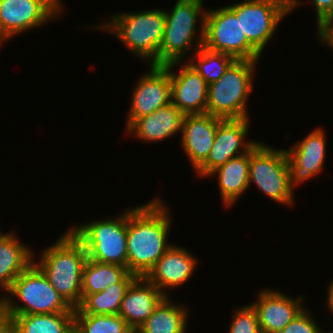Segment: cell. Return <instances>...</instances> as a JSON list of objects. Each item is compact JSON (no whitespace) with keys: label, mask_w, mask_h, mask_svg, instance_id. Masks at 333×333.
Returning <instances> with one entry per match:
<instances>
[{"label":"cell","mask_w":333,"mask_h":333,"mask_svg":"<svg viewBox=\"0 0 333 333\" xmlns=\"http://www.w3.org/2000/svg\"><path fill=\"white\" fill-rule=\"evenodd\" d=\"M74 313L8 315L12 333H74Z\"/></svg>","instance_id":"obj_24"},{"label":"cell","mask_w":333,"mask_h":333,"mask_svg":"<svg viewBox=\"0 0 333 333\" xmlns=\"http://www.w3.org/2000/svg\"><path fill=\"white\" fill-rule=\"evenodd\" d=\"M285 1L289 4L290 13H292L294 9L298 8V6L302 5V3L304 4L302 0H285Z\"/></svg>","instance_id":"obj_35"},{"label":"cell","mask_w":333,"mask_h":333,"mask_svg":"<svg viewBox=\"0 0 333 333\" xmlns=\"http://www.w3.org/2000/svg\"><path fill=\"white\" fill-rule=\"evenodd\" d=\"M34 251L24 245L12 230L0 232V299L8 292L15 278L20 275L32 262Z\"/></svg>","instance_id":"obj_21"},{"label":"cell","mask_w":333,"mask_h":333,"mask_svg":"<svg viewBox=\"0 0 333 333\" xmlns=\"http://www.w3.org/2000/svg\"><path fill=\"white\" fill-rule=\"evenodd\" d=\"M223 120L207 113L184 116L180 143L193 170L207 159L214 144L217 127Z\"/></svg>","instance_id":"obj_18"},{"label":"cell","mask_w":333,"mask_h":333,"mask_svg":"<svg viewBox=\"0 0 333 333\" xmlns=\"http://www.w3.org/2000/svg\"><path fill=\"white\" fill-rule=\"evenodd\" d=\"M180 65L178 71L176 66ZM167 66L171 81V103L184 115L205 114L208 84L204 78L188 61L174 62Z\"/></svg>","instance_id":"obj_15"},{"label":"cell","mask_w":333,"mask_h":333,"mask_svg":"<svg viewBox=\"0 0 333 333\" xmlns=\"http://www.w3.org/2000/svg\"><path fill=\"white\" fill-rule=\"evenodd\" d=\"M249 119H227L218 125L214 144L207 159L194 171L199 177H208L213 170L230 159L249 152L258 143L257 140L246 138L250 133Z\"/></svg>","instance_id":"obj_12"},{"label":"cell","mask_w":333,"mask_h":333,"mask_svg":"<svg viewBox=\"0 0 333 333\" xmlns=\"http://www.w3.org/2000/svg\"><path fill=\"white\" fill-rule=\"evenodd\" d=\"M7 41L0 35V48L1 46L6 43Z\"/></svg>","instance_id":"obj_36"},{"label":"cell","mask_w":333,"mask_h":333,"mask_svg":"<svg viewBox=\"0 0 333 333\" xmlns=\"http://www.w3.org/2000/svg\"><path fill=\"white\" fill-rule=\"evenodd\" d=\"M119 314H74V333H131Z\"/></svg>","instance_id":"obj_28"},{"label":"cell","mask_w":333,"mask_h":333,"mask_svg":"<svg viewBox=\"0 0 333 333\" xmlns=\"http://www.w3.org/2000/svg\"><path fill=\"white\" fill-rule=\"evenodd\" d=\"M326 137L325 130L318 127L301 141L291 144L288 150L286 148L290 185L293 190L323 171L327 151Z\"/></svg>","instance_id":"obj_14"},{"label":"cell","mask_w":333,"mask_h":333,"mask_svg":"<svg viewBox=\"0 0 333 333\" xmlns=\"http://www.w3.org/2000/svg\"><path fill=\"white\" fill-rule=\"evenodd\" d=\"M255 184L263 194L283 206H293L286 149H277L259 141L250 150L249 187Z\"/></svg>","instance_id":"obj_8"},{"label":"cell","mask_w":333,"mask_h":333,"mask_svg":"<svg viewBox=\"0 0 333 333\" xmlns=\"http://www.w3.org/2000/svg\"><path fill=\"white\" fill-rule=\"evenodd\" d=\"M203 46L236 60L259 61L262 56L242 33L240 17L228 6L206 10Z\"/></svg>","instance_id":"obj_9"},{"label":"cell","mask_w":333,"mask_h":333,"mask_svg":"<svg viewBox=\"0 0 333 333\" xmlns=\"http://www.w3.org/2000/svg\"><path fill=\"white\" fill-rule=\"evenodd\" d=\"M166 18L164 9H149L138 12L116 13L110 21L97 24L98 28L114 35L131 52L148 65L158 66V51L161 46Z\"/></svg>","instance_id":"obj_3"},{"label":"cell","mask_w":333,"mask_h":333,"mask_svg":"<svg viewBox=\"0 0 333 333\" xmlns=\"http://www.w3.org/2000/svg\"><path fill=\"white\" fill-rule=\"evenodd\" d=\"M327 307L332 314H333V281L329 282V287L327 288Z\"/></svg>","instance_id":"obj_34"},{"label":"cell","mask_w":333,"mask_h":333,"mask_svg":"<svg viewBox=\"0 0 333 333\" xmlns=\"http://www.w3.org/2000/svg\"><path fill=\"white\" fill-rule=\"evenodd\" d=\"M164 297L146 277L138 276L122 299L119 315L133 331H137Z\"/></svg>","instance_id":"obj_19"},{"label":"cell","mask_w":333,"mask_h":333,"mask_svg":"<svg viewBox=\"0 0 333 333\" xmlns=\"http://www.w3.org/2000/svg\"><path fill=\"white\" fill-rule=\"evenodd\" d=\"M137 277L129 272L119 283L110 285L101 292L86 295L74 314H119L122 299Z\"/></svg>","instance_id":"obj_25"},{"label":"cell","mask_w":333,"mask_h":333,"mask_svg":"<svg viewBox=\"0 0 333 333\" xmlns=\"http://www.w3.org/2000/svg\"><path fill=\"white\" fill-rule=\"evenodd\" d=\"M316 11L317 31L326 23L333 20V0H311Z\"/></svg>","instance_id":"obj_31"},{"label":"cell","mask_w":333,"mask_h":333,"mask_svg":"<svg viewBox=\"0 0 333 333\" xmlns=\"http://www.w3.org/2000/svg\"><path fill=\"white\" fill-rule=\"evenodd\" d=\"M62 0H0V35L8 42L64 13Z\"/></svg>","instance_id":"obj_11"},{"label":"cell","mask_w":333,"mask_h":333,"mask_svg":"<svg viewBox=\"0 0 333 333\" xmlns=\"http://www.w3.org/2000/svg\"><path fill=\"white\" fill-rule=\"evenodd\" d=\"M192 56V57H191ZM187 60L209 85L217 81L228 67L236 60L234 57L201 46Z\"/></svg>","instance_id":"obj_27"},{"label":"cell","mask_w":333,"mask_h":333,"mask_svg":"<svg viewBox=\"0 0 333 333\" xmlns=\"http://www.w3.org/2000/svg\"><path fill=\"white\" fill-rule=\"evenodd\" d=\"M0 308L7 315L75 312L34 262L15 278Z\"/></svg>","instance_id":"obj_5"},{"label":"cell","mask_w":333,"mask_h":333,"mask_svg":"<svg viewBox=\"0 0 333 333\" xmlns=\"http://www.w3.org/2000/svg\"><path fill=\"white\" fill-rule=\"evenodd\" d=\"M250 151L230 159L213 170L208 177L217 176L221 202L225 208L234 206L246 190H249Z\"/></svg>","instance_id":"obj_22"},{"label":"cell","mask_w":333,"mask_h":333,"mask_svg":"<svg viewBox=\"0 0 333 333\" xmlns=\"http://www.w3.org/2000/svg\"><path fill=\"white\" fill-rule=\"evenodd\" d=\"M198 264L197 257L187 248L172 244L145 277L165 296H169L168 290L186 284Z\"/></svg>","instance_id":"obj_17"},{"label":"cell","mask_w":333,"mask_h":333,"mask_svg":"<svg viewBox=\"0 0 333 333\" xmlns=\"http://www.w3.org/2000/svg\"><path fill=\"white\" fill-rule=\"evenodd\" d=\"M128 273L126 267L87 259L82 274V299L119 283Z\"/></svg>","instance_id":"obj_26"},{"label":"cell","mask_w":333,"mask_h":333,"mask_svg":"<svg viewBox=\"0 0 333 333\" xmlns=\"http://www.w3.org/2000/svg\"><path fill=\"white\" fill-rule=\"evenodd\" d=\"M232 316L228 333H262L257 312L251 304L236 308Z\"/></svg>","instance_id":"obj_29"},{"label":"cell","mask_w":333,"mask_h":333,"mask_svg":"<svg viewBox=\"0 0 333 333\" xmlns=\"http://www.w3.org/2000/svg\"><path fill=\"white\" fill-rule=\"evenodd\" d=\"M167 205L155 196L127 210V269L130 273L145 277L172 246L173 243L168 242L172 214Z\"/></svg>","instance_id":"obj_1"},{"label":"cell","mask_w":333,"mask_h":333,"mask_svg":"<svg viewBox=\"0 0 333 333\" xmlns=\"http://www.w3.org/2000/svg\"><path fill=\"white\" fill-rule=\"evenodd\" d=\"M203 2V0H177L171 10L164 9L166 23L158 51V66L184 62L190 49L195 48L196 52L203 46L207 10L203 8ZM199 20L201 23L198 30L196 22Z\"/></svg>","instance_id":"obj_4"},{"label":"cell","mask_w":333,"mask_h":333,"mask_svg":"<svg viewBox=\"0 0 333 333\" xmlns=\"http://www.w3.org/2000/svg\"><path fill=\"white\" fill-rule=\"evenodd\" d=\"M90 260L127 268V209L117 217L71 226Z\"/></svg>","instance_id":"obj_7"},{"label":"cell","mask_w":333,"mask_h":333,"mask_svg":"<svg viewBox=\"0 0 333 333\" xmlns=\"http://www.w3.org/2000/svg\"><path fill=\"white\" fill-rule=\"evenodd\" d=\"M165 296L149 318L138 328V333H186L189 313L186 305Z\"/></svg>","instance_id":"obj_23"},{"label":"cell","mask_w":333,"mask_h":333,"mask_svg":"<svg viewBox=\"0 0 333 333\" xmlns=\"http://www.w3.org/2000/svg\"><path fill=\"white\" fill-rule=\"evenodd\" d=\"M304 308L289 324L279 333H322L323 330L317 324L311 310ZM320 327V328H319Z\"/></svg>","instance_id":"obj_30"},{"label":"cell","mask_w":333,"mask_h":333,"mask_svg":"<svg viewBox=\"0 0 333 333\" xmlns=\"http://www.w3.org/2000/svg\"><path fill=\"white\" fill-rule=\"evenodd\" d=\"M184 116L175 105L169 103L150 115L137 119L125 132L143 142H159L179 132L181 136Z\"/></svg>","instance_id":"obj_20"},{"label":"cell","mask_w":333,"mask_h":333,"mask_svg":"<svg viewBox=\"0 0 333 333\" xmlns=\"http://www.w3.org/2000/svg\"><path fill=\"white\" fill-rule=\"evenodd\" d=\"M133 87L125 131L139 118L150 115L171 103L169 67L149 65Z\"/></svg>","instance_id":"obj_13"},{"label":"cell","mask_w":333,"mask_h":333,"mask_svg":"<svg viewBox=\"0 0 333 333\" xmlns=\"http://www.w3.org/2000/svg\"><path fill=\"white\" fill-rule=\"evenodd\" d=\"M0 333H12V320L0 308Z\"/></svg>","instance_id":"obj_33"},{"label":"cell","mask_w":333,"mask_h":333,"mask_svg":"<svg viewBox=\"0 0 333 333\" xmlns=\"http://www.w3.org/2000/svg\"><path fill=\"white\" fill-rule=\"evenodd\" d=\"M227 6L240 17L242 33L261 54L278 24L290 14L285 0H243Z\"/></svg>","instance_id":"obj_10"},{"label":"cell","mask_w":333,"mask_h":333,"mask_svg":"<svg viewBox=\"0 0 333 333\" xmlns=\"http://www.w3.org/2000/svg\"><path fill=\"white\" fill-rule=\"evenodd\" d=\"M305 295L291 298L275 289H261L250 304L256 310L262 333H279L304 308Z\"/></svg>","instance_id":"obj_16"},{"label":"cell","mask_w":333,"mask_h":333,"mask_svg":"<svg viewBox=\"0 0 333 333\" xmlns=\"http://www.w3.org/2000/svg\"><path fill=\"white\" fill-rule=\"evenodd\" d=\"M57 238L41 251L39 260L33 259V262L66 302L76 309L82 300V274L87 252L69 228Z\"/></svg>","instance_id":"obj_2"},{"label":"cell","mask_w":333,"mask_h":333,"mask_svg":"<svg viewBox=\"0 0 333 333\" xmlns=\"http://www.w3.org/2000/svg\"><path fill=\"white\" fill-rule=\"evenodd\" d=\"M257 63L235 60L217 81L209 84L206 113L224 120L250 118L247 101L254 88Z\"/></svg>","instance_id":"obj_6"},{"label":"cell","mask_w":333,"mask_h":333,"mask_svg":"<svg viewBox=\"0 0 333 333\" xmlns=\"http://www.w3.org/2000/svg\"><path fill=\"white\" fill-rule=\"evenodd\" d=\"M317 33L318 41L333 50V20L326 22Z\"/></svg>","instance_id":"obj_32"}]
</instances>
